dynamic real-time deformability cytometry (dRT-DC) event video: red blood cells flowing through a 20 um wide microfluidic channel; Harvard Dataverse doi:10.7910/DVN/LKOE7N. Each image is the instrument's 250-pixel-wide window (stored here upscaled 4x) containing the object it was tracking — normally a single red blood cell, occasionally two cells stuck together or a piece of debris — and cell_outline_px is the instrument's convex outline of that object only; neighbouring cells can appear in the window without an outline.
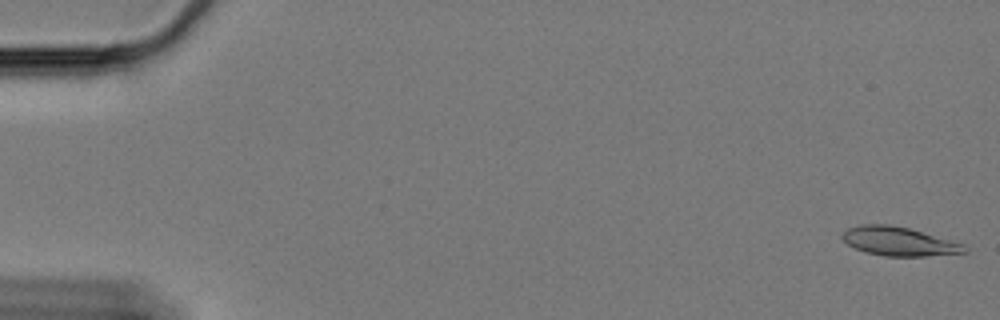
{"species": "Egyptian fruit bat (a non-hibernating species)", "species_latin": "Rousettus aegyptiacus", "temperature_condition": "cold", "stored_images_in_passage": 11, "camera_frame_rate_fps": 3000, "um_per_image_px": 0.085, "animal": {"sex": "female"}, "frame": {"image": 1, "passage_image": 1, "time_ms": 0.0, "image_size_px": [1000, 320], "cell_outline_px": [[968, 252], [924, 256], [884, 256], [864, 252], [848, 244], [840, 236], [848, 228], [864, 224], [888, 224], [908, 228], [960, 244], [968, 248]], "centroid_in_image_um": [76.34, 20.52], "position_along_channel_um": 8.7, "area_um2": 20.06}}